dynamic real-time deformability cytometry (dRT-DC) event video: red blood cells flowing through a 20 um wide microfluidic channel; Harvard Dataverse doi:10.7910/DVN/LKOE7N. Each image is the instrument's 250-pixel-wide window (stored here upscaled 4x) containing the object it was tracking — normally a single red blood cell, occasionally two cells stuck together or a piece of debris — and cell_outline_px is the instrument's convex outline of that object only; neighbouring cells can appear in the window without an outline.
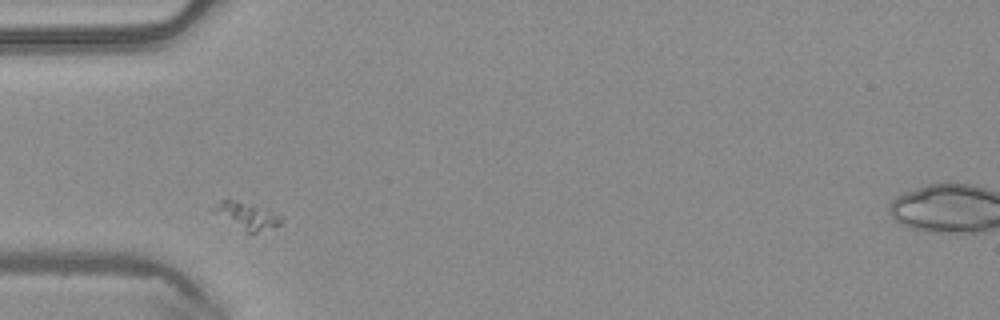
{"species": "common noctule bat (a hibernating species)", "species_latin": "Nyctalus noctula", "temperature_condition": "warm", "stored_images_in_passage": 33, "camera_frame_rate_fps": 3000, "um_per_image_px": 0.085, "animal": {"sex": "male", "body_mass_g": 20.4}, "frame": {"image": 1, "passage_image": 3, "time_ms": 0.667, "image_size_px": [1000, 320], "cell_outline_px": [[284, 220], [276, 228], [256, 232], [244, 232], [208, 212], [220, 200], [228, 196], [268, 208], [284, 216]], "centroid_in_image_um": [20.94, 18.29], "position_along_channel_um": 64.1, "area_um2": 11.85}}
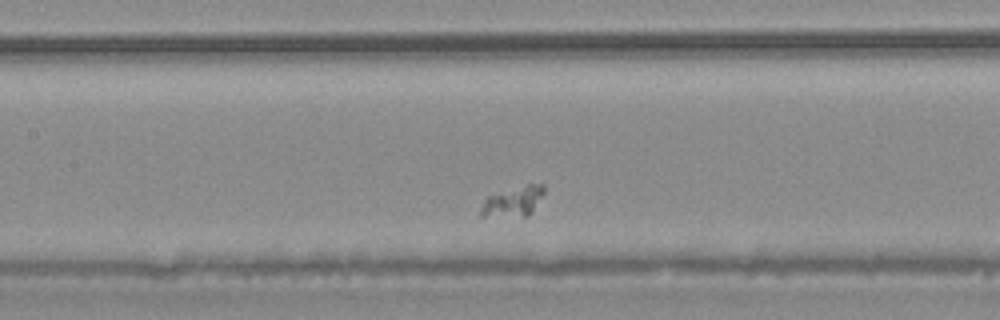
{"frame": {"image": 2, "passage_image": 11, "time_ms": 3.333, "image_size_px": [1000, 320], "cell_outline_px": [[544, 192], [532, 212], [528, 216], [480, 216], [480, 208], [484, 200], [488, 196], [528, 184], [544, 184]], "centroid_in_image_um": [43.62, 17.14], "position_along_channel_um": 163.8, "area_um2": 10.81}}
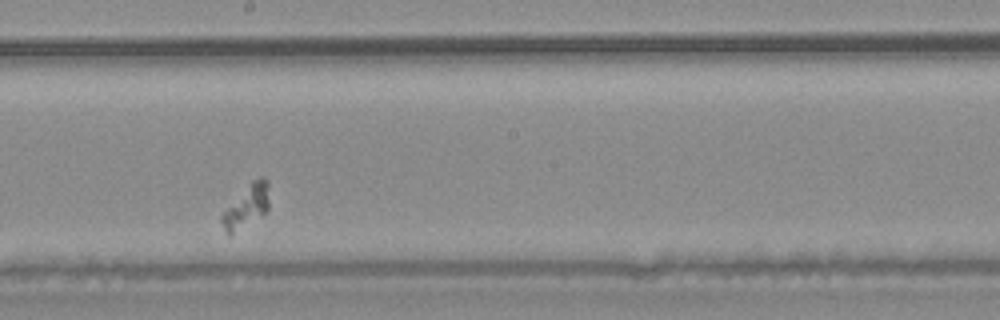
{"frame": {"image": 3, "passage_image": 16, "time_ms": 5.0, "image_size_px": [1000, 320], "cell_outline_px": [[268, 208], [264, 212], [228, 236], [224, 232], [220, 220], [220, 216], [252, 180], [260, 176], [268, 184]], "centroid_in_image_um": [20.91, 17.54], "position_along_channel_um": 227.3, "area_um2": 11.16}}